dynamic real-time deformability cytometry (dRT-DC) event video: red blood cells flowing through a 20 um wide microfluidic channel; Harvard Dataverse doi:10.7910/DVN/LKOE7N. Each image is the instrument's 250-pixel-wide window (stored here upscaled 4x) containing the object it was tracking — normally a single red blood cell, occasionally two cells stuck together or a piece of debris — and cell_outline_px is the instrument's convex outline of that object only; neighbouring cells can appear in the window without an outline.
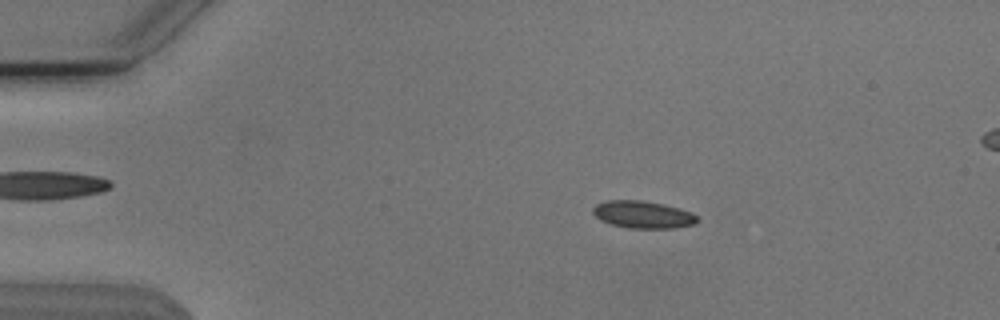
{"species": "Egyptian fruit bat (a non-hibernating species)", "species_latin": "Rousettus aegyptiacus", "temperature_condition": "cold", "stored_images_in_passage": 44, "camera_frame_rate_fps": 3000, "um_per_image_px": 0.085, "animal": {"sex": "male"}, "frame": {"image": 1, "passage_image": 5, "time_ms": 1.333, "image_size_px": [1000, 320], "cell_outline_px": [[700, 220], [692, 224], [672, 228], [628, 228], [612, 224], [600, 220], [592, 212], [592, 208], [596, 204], [608, 200], [640, 200], [664, 204], [680, 208], [692, 212]], "centroid_in_image_um": [54.64, 18.23], "position_along_channel_um": 30.4, "area_um2": 16.59}}
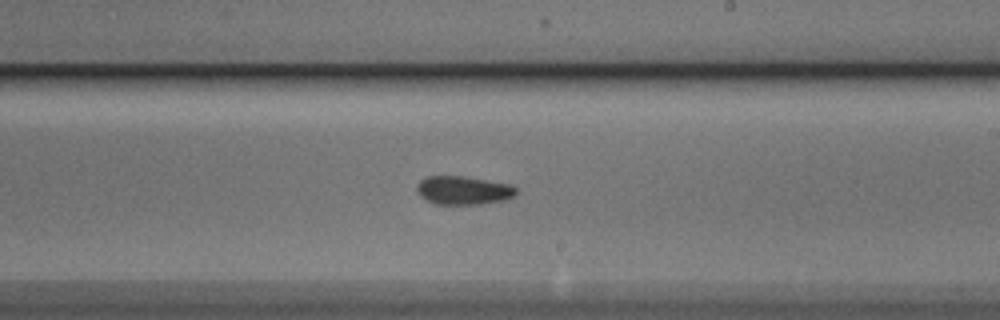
{"frame": {"image": 2, "passage_image": 27, "time_ms": 8.667, "image_size_px": [1000, 320], "cell_outline_px": [[516, 192], [512, 196], [504, 200], [480, 204], [436, 204], [420, 196], [416, 192], [416, 184], [420, 180], [428, 176], [460, 176], [508, 184], [516, 188]], "centroid_in_image_um": [39.32, 16.18], "position_along_channel_um": 249.7, "area_um2": 16.24}}
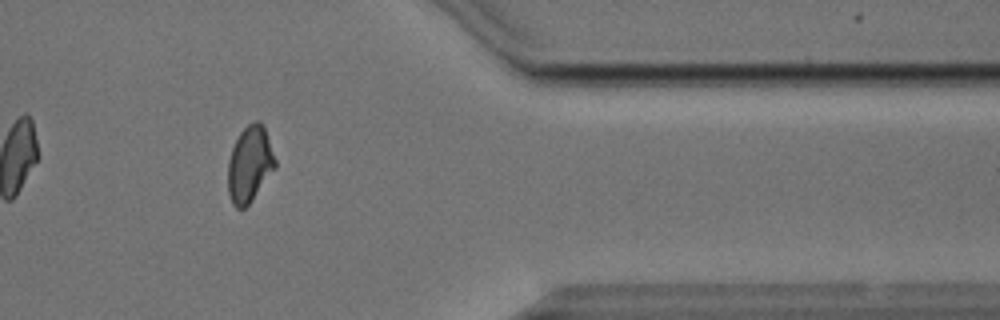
{"frame": {"image": 3, "passage_image": 40, "time_ms": 13.0, "image_size_px": [1000, 320], "cell_outline_px": [[276, 168], [252, 200], [244, 208], [236, 208], [232, 204], [228, 192], [228, 160], [232, 148], [240, 132], [248, 124], [256, 120], [260, 120], [264, 128], [276, 160]], "centroid_in_image_um": [21.22, 13.97], "position_along_channel_um": 390.2, "area_um2": 20.87}, "authors_computed_cell_mechanics": {"area_um2": 16.8487, "velocity_mm_per_s": 3.7973, "shape_relaxation_time_tau1_ms": null, "shape_relaxation_time_tau2_ms": 1.0397, "deformation_change_tau1": null, "deformation_change_tau2": 0.0511}}